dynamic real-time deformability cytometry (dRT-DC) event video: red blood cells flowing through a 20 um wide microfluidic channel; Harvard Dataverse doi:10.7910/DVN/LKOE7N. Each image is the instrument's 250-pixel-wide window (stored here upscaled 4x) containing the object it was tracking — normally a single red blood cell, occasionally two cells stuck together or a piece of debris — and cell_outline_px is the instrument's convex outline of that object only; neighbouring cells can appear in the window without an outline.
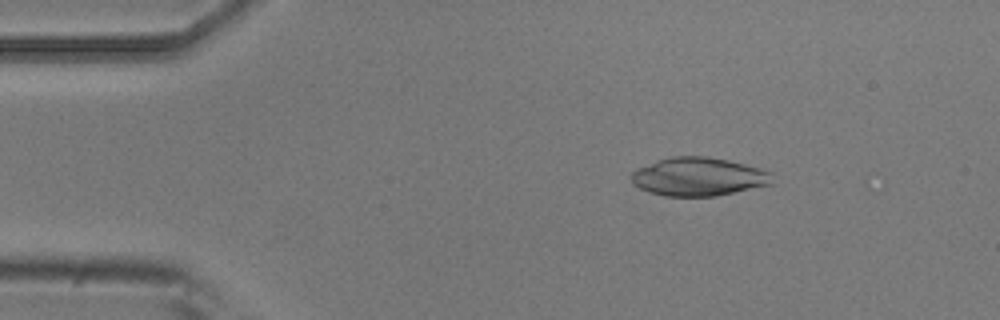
{"species": "common noctule bat (a hibernating species)", "species_latin": "Nyctalus noctula", "temperature_condition": "room temperature", "stored_images_in_passage": 5, "camera_frame_rate_fps": 3000, "um_per_image_px": 0.085, "animal": {"sex": "male", "body_mass_g": 20.5, "forearm_length_mm": 52.5}, "frame": {"image": 1, "passage_image": 3, "time_ms": 0.667, "image_size_px": [1000, 320], "cell_outline_px": [[772, 184], [716, 196], [664, 196], [648, 192], [632, 184], [632, 172], [640, 168], [660, 160], [672, 156], [704, 156], [728, 160], [744, 164], [772, 172]], "centroid_in_image_um": [59.39, 15.03], "position_along_channel_um": 25.6, "area_um2": 31.27}}